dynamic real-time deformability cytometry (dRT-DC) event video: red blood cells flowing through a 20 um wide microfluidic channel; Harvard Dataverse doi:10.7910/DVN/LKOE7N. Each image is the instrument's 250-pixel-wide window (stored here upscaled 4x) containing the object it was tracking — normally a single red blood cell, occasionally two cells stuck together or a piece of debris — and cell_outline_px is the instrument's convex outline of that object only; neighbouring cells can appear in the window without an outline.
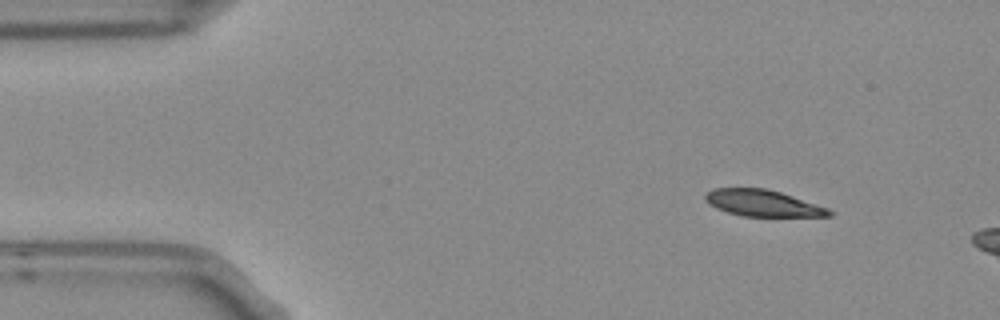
{"species": "Egyptian fruit bat (a non-hibernating species)", "species_latin": "Rousettus aegyptiacus", "temperature_condition": "room temperature", "stored_images_in_passage": 2, "camera_frame_rate_fps": 3000, "um_per_image_px": 0.085, "frame": {"image": 1, "passage_image": 2, "time_ms": 0.333, "image_size_px": [1000, 320], "cell_outline_px": [[832, 216], [744, 216], [728, 212], [716, 208], [708, 204], [704, 200], [704, 196], [712, 188], [768, 188], [828, 208], [832, 212]], "centroid_in_image_um": [64.79, 17.26], "position_along_channel_um": 20.2, "area_um2": 18.96}}